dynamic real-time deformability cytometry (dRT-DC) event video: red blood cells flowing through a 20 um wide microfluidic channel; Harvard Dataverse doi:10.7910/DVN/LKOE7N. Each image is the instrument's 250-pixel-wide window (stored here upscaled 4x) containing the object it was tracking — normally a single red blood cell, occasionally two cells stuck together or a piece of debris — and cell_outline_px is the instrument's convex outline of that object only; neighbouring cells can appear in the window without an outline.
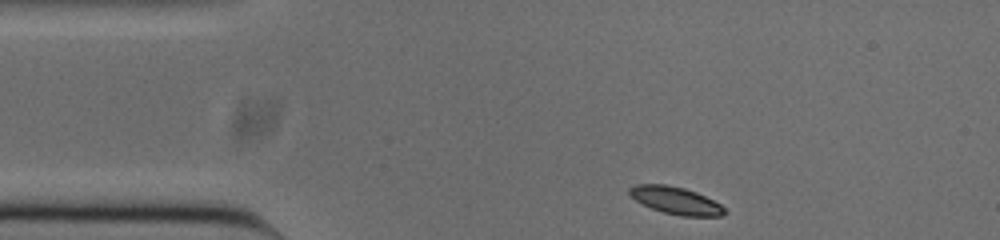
{"species": "common noctule bat (a hibernating species)", "species_latin": "Nyctalus noctula", "temperature_condition": "cold", "stored_images_in_passage": 46, "camera_frame_rate_fps": 3000, "um_per_image_px": 0.085, "animal": {"sex": "male", "body_mass_g": 20.0, "forearm_length_mm": 53.3}, "frame": {"image": 1, "passage_image": 1, "time_ms": 0.0, "image_size_px": [1000, 240], "cell_outline_px": [[728, 212], [720, 216], [680, 216], [664, 212], [652, 208], [628, 196], [628, 188], [636, 184], [664, 184], [684, 188], [696, 192], [720, 204]], "centroid_in_image_um": [57.41, 17.04], "position_along_channel_um": 27.6, "area_um2": 15.09}}
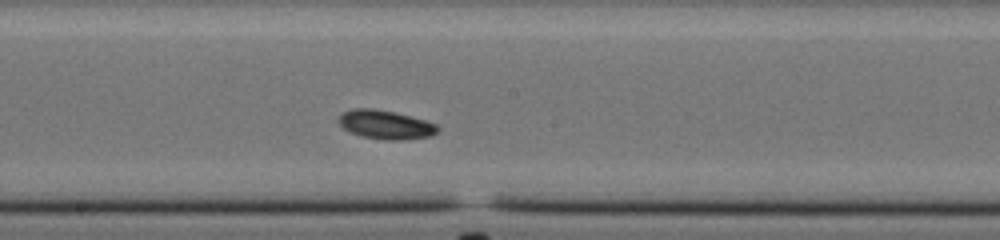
{"frame": {"image": 2, "passage_image": 20, "time_ms": 6.333, "image_size_px": [1000, 240], "cell_outline_px": [[440, 128], [432, 136], [404, 140], [384, 140], [364, 136], [352, 132], [344, 128], [336, 120], [340, 112], [352, 108], [372, 108], [392, 112], [424, 120], [436, 124]], "centroid_in_image_um": [32.74, 10.59], "position_along_channel_um": 215.5, "area_um2": 16.59}}
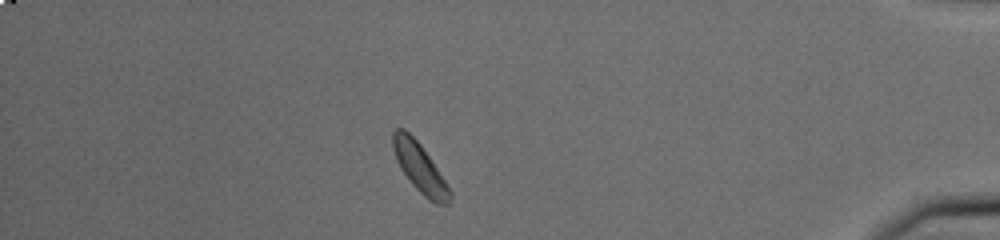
{"frame": {"image": 3, "passage_image": 39, "time_ms": 12.667, "image_size_px": [1000, 240], "cell_outline_px": [[452, 196], [448, 204], [436, 204], [428, 200], [412, 184], [400, 168], [396, 160], [392, 148], [392, 132], [396, 128], [404, 128], [420, 144], [452, 192]], "centroid_in_image_um": [35.65, 14.26], "position_along_channel_um": 399.5, "area_um2": 16.07}, "authors_computed_cell_mechanics": {"area_um2": 15.7216, "velocity_mm_per_s": 3.7049, "shape_relaxation_time_tau1_ms": 1.0291, "shape_relaxation_time_tau2_ms": null, "deformation_change_tau1": 0.0529, "deformation_change_tau2": null}}